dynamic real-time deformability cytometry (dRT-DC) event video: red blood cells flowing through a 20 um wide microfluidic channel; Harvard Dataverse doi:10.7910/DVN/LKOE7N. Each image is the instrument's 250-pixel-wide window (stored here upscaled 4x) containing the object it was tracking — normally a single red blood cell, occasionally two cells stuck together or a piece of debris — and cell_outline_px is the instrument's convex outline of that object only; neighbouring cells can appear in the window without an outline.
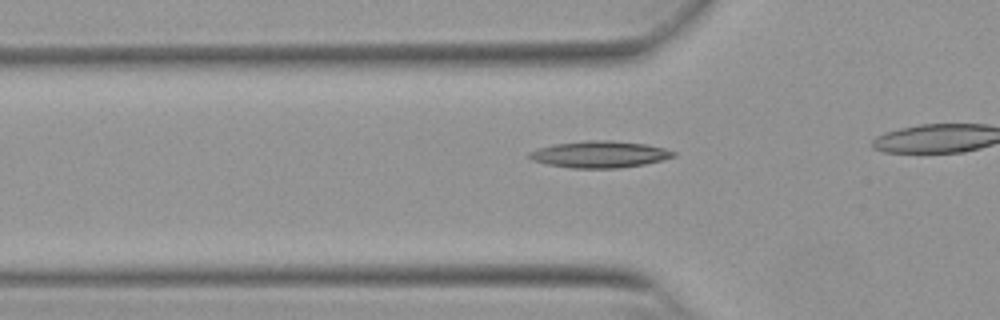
{"species": "Egyptian fruit bat (a non-hibernating species)", "species_latin": "Rousettus aegyptiacus", "temperature_condition": "warm", "stored_images_in_passage": 28, "camera_frame_rate_fps": 3000, "um_per_image_px": 0.085, "animal": {"sex": "female"}, "frame": {"image": 1, "passage_image": 4, "time_ms": 1.0, "image_size_px": [1000, 320], "cell_outline_px": [[676, 156], [664, 160], [644, 164], [620, 168], [572, 168], [548, 164], [532, 160], [528, 156], [528, 152], [536, 148], [552, 144], [584, 140], [612, 140], [648, 144], [664, 148], [676, 152]], "centroid_in_image_um": [50.97, 13.11], "position_along_channel_um": 74.8, "area_um2": 22.72}}
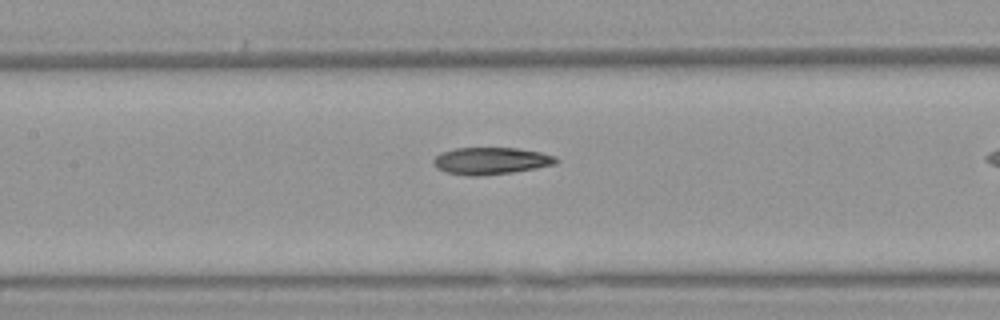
{"frame": {"image": 2, "passage_image": 11, "time_ms": 3.333, "image_size_px": [1000, 320], "cell_outline_px": [[560, 160], [556, 164], [536, 168], [512, 172], [476, 176], [468, 176], [444, 172], [436, 168], [432, 164], [432, 160], [440, 152], [456, 148], [516, 148], [540, 152], [556, 156]], "centroid_in_image_um": [41.7, 13.67], "position_along_channel_um": 165.7, "area_um2": 19.48}}
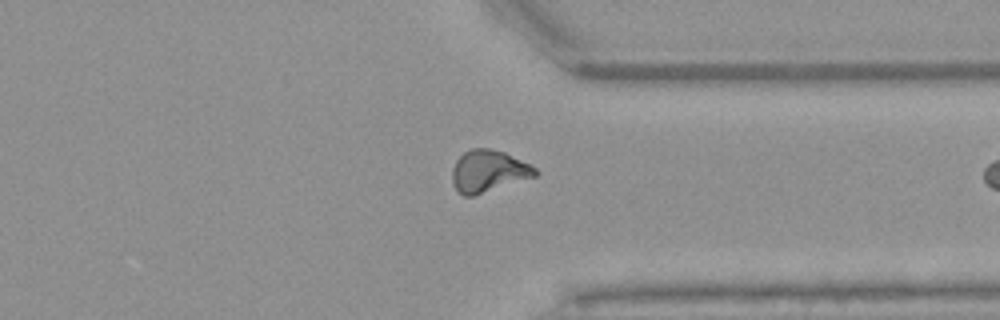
{"frame": {"image": 3, "passage_image": 27, "time_ms": 8.667, "image_size_px": [1000, 320], "cell_outline_px": [[540, 172], [536, 176], [472, 196], [464, 196], [452, 184], [452, 168], [456, 160], [464, 152], [472, 148], [488, 148], [504, 152], [536, 168]], "centroid_in_image_um": [41.5, 14.54], "position_along_channel_um": 369.9, "area_um2": 20.06}}